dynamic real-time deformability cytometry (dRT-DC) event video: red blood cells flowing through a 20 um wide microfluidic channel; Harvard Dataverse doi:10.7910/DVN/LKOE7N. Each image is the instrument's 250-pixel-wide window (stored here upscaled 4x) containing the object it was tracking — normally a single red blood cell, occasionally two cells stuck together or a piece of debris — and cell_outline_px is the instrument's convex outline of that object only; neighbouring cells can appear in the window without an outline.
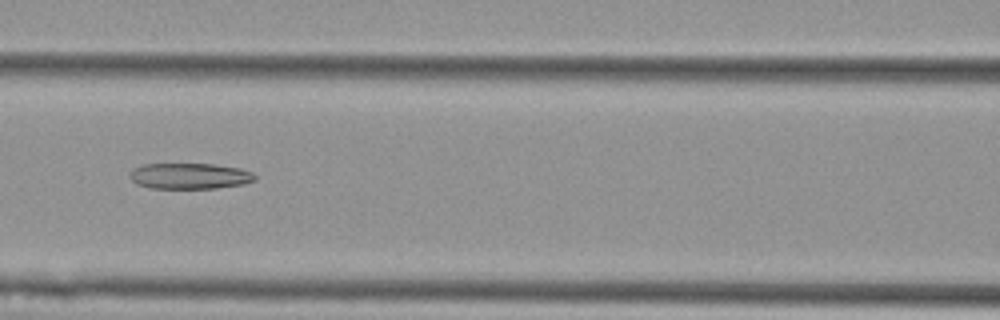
{"species": "Egyptian fruit bat (a non-hibernating species)", "species_latin": "Rousettus aegyptiacus", "temperature_condition": "cold", "stored_images_in_passage": 7, "camera_frame_rate_fps": 3000, "um_per_image_px": 0.085, "animal": {"sex": "female"}, "frame": {"image": 1, "passage_image": 6, "time_ms": 1.667, "image_size_px": [1000, 320], "cell_outline_px": [[256, 180], [244, 184], [216, 188], [148, 188], [136, 184], [128, 176], [128, 172], [132, 168], [144, 164], [216, 164], [240, 168], [252, 172], [256, 176]], "centroid_in_image_um": [16.1, 14.96], "position_along_channel_um": 150.5, "area_um2": 19.13}}
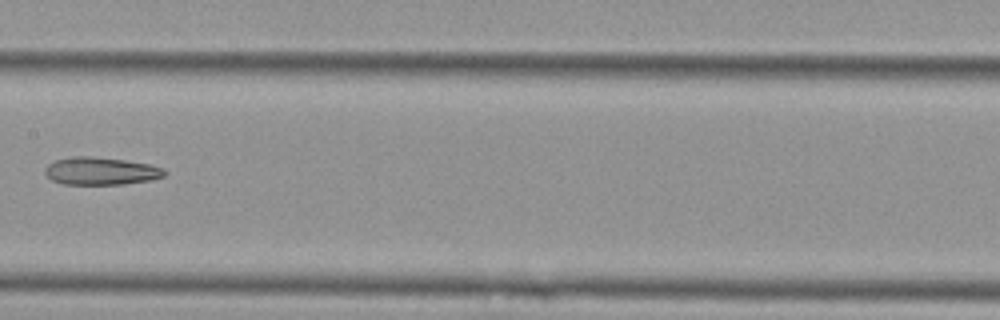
{"frame": {"image": 2, "passage_image": 7, "time_ms": 2.0, "image_size_px": [1000, 320], "cell_outline_px": [[168, 172], [164, 176], [152, 180], [124, 184], [64, 184], [52, 180], [44, 172], [44, 168], [48, 164], [56, 160], [68, 156], [92, 156], [124, 160], [152, 164], [164, 168]], "centroid_in_image_um": [8.6, 14.53], "position_along_channel_um": 198.8, "area_um2": 19.48}}